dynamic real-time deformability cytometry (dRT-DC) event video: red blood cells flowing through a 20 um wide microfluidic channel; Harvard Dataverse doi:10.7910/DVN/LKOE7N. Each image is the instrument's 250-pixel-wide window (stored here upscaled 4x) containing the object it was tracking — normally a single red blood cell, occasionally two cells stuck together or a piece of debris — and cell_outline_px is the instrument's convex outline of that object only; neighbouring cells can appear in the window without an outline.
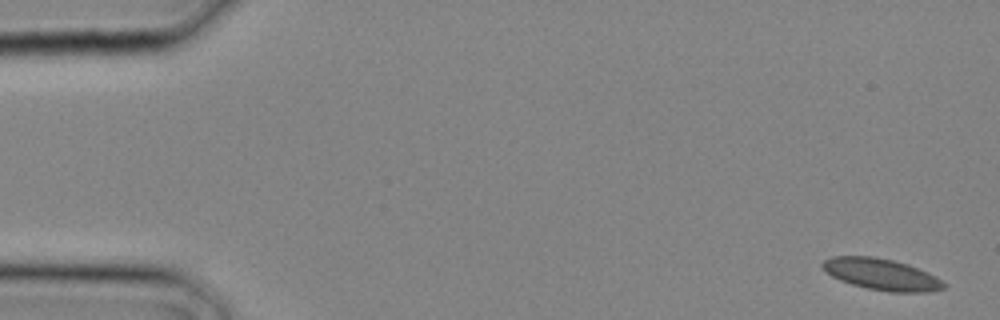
{"species": "common noctule bat (a hibernating species)", "species_latin": "Nyctalus noctula", "temperature_condition": "cold", "stored_images_in_passage": 18, "camera_frame_rate_fps": 3000, "um_per_image_px": 0.085, "animal": {"sex": "male", "body_mass_g": 20.4}, "frame": {"image": 1, "passage_image": 1, "time_ms": 0.0, "image_size_px": [1000, 320], "cell_outline_px": [[948, 284], [944, 288], [928, 292], [888, 292], [868, 288], [852, 284], [840, 280], [832, 276], [820, 264], [824, 260], [832, 256], [872, 256], [892, 260], [908, 264], [936, 276]], "centroid_in_image_um": [74.95, 23.32], "position_along_channel_um": 10.0, "area_um2": 22.14}}
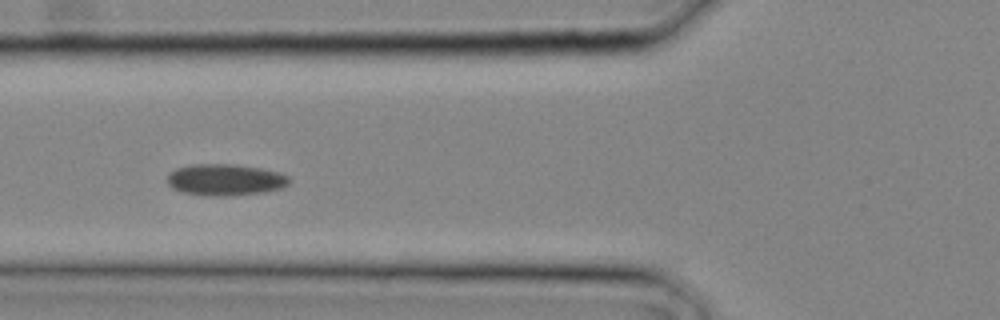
{"frame": {"image": 2, "passage_image": 11, "time_ms": 3.333, "image_size_px": [1000, 320], "cell_outline_px": [[288, 184], [280, 188], [264, 192], [228, 196], [212, 196], [184, 192], [172, 188], [168, 184], [168, 176], [176, 168], [192, 164], [236, 164], [260, 168], [276, 172], [288, 176]], "centroid_in_image_um": [19.13, 15.28], "position_along_channel_um": 106.7, "area_um2": 22.14}}
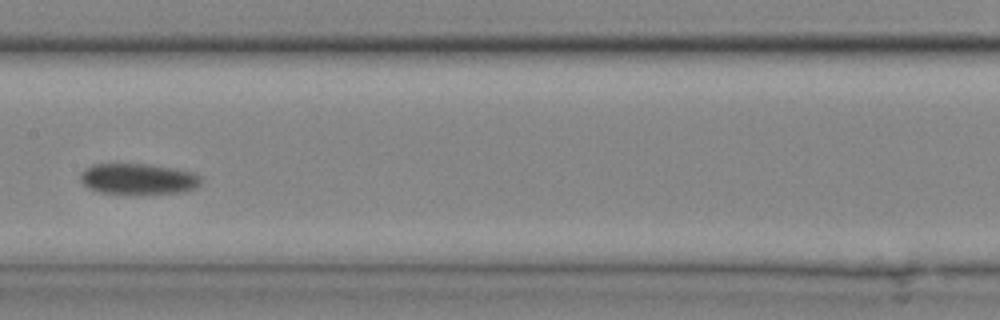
{"frame": {"image": 3, "passage_image": 15, "time_ms": 4.667, "image_size_px": [1000, 320], "cell_outline_px": [[200, 184], [196, 188], [180, 192], [136, 196], [100, 192], [88, 188], [80, 180], [80, 172], [84, 168], [92, 164], [116, 160], [152, 164], [176, 168], [192, 172], [200, 176]], "centroid_in_image_um": [11.67, 15.18], "position_along_channel_um": 195.7, "area_um2": 23.35}}